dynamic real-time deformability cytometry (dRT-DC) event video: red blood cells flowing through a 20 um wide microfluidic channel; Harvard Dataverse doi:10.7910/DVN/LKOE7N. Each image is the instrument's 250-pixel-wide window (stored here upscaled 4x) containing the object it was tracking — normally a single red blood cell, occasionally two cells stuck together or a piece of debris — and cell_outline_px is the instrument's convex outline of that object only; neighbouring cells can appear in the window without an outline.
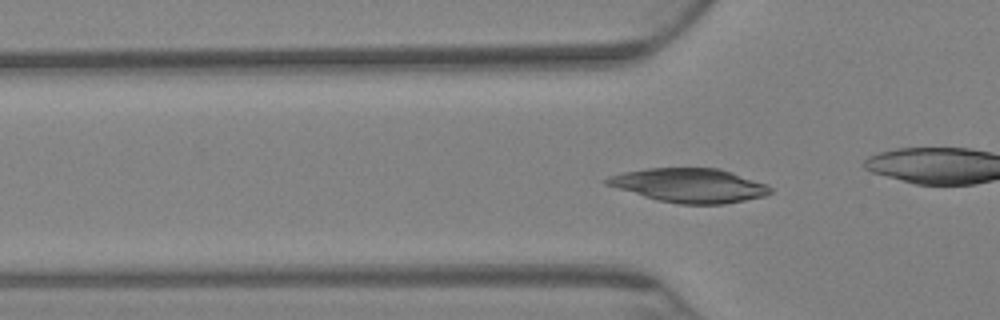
{"species": "Egyptian fruit bat (a non-hibernating species)", "species_latin": "Rousettus aegyptiacus", "temperature_condition": "warm", "stored_images_in_passage": 35, "camera_frame_rate_fps": 3000, "um_per_image_px": 0.085, "animal": {"sex": "female"}, "frame": {"image": 1, "passage_image": 25, "time_ms": 8.0, "image_size_px": [1000, 320], "cell_outline_px": [[772, 192], [764, 196], [724, 204], [680, 204], [660, 200], [644, 196], [604, 184], [604, 180], [608, 176], [624, 172], [648, 168], [720, 168], [768, 184], [772, 188]], "centroid_in_image_um": [58.63, 15.75], "position_along_channel_um": 67.2, "area_um2": 32.31}}
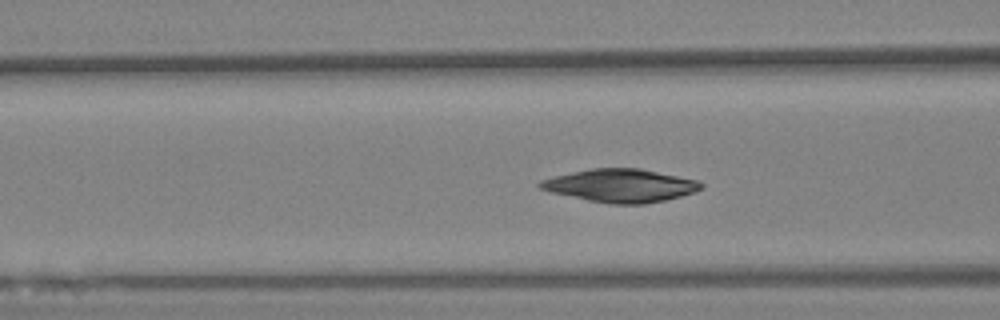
{"frame": {"image": 2, "passage_image": 30, "time_ms": 9.667, "image_size_px": [1000, 320], "cell_outline_px": [[704, 188], [696, 192], [664, 200], [644, 204], [612, 204], [588, 200], [552, 192], [540, 188], [536, 184], [540, 180], [552, 176], [592, 168], [640, 168], [696, 180], [704, 184]], "centroid_in_image_um": [52.75, 15.77], "position_along_channel_um": 113.9, "area_um2": 30.92}}
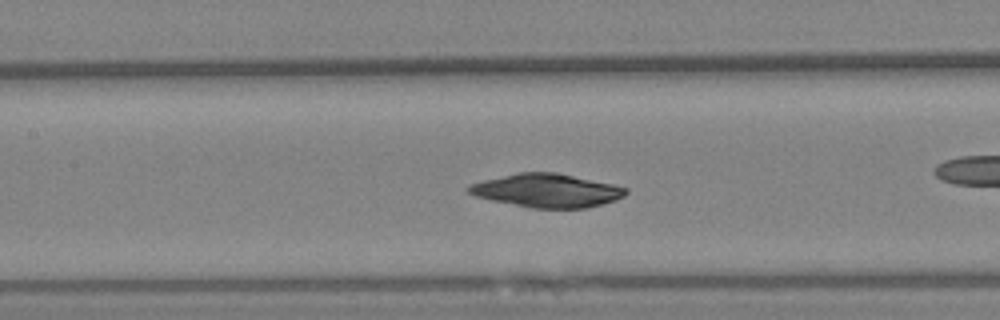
{"frame": {"image": 3, "passage_image": 35, "time_ms": 11.333, "image_size_px": [1000, 320], "cell_outline_px": [[628, 192], [624, 196], [616, 200], [604, 204], [588, 208], [532, 208], [492, 200], [476, 196], [468, 192], [468, 188], [472, 184], [484, 180], [520, 172], [556, 172], [612, 184], [628, 188]], "centroid_in_image_um": [46.54, 16.2], "position_along_channel_um": 160.9, "area_um2": 30.4}}